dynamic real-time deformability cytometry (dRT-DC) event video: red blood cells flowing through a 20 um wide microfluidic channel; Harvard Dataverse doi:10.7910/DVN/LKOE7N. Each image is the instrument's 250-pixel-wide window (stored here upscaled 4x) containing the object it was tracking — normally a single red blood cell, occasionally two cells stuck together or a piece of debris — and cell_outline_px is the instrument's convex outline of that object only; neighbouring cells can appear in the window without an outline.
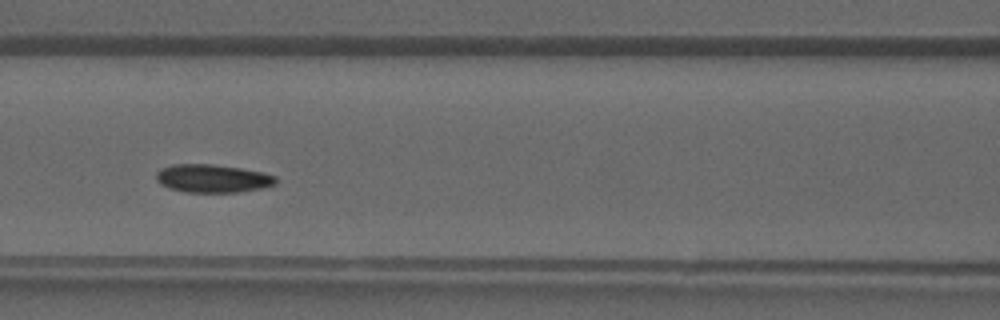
{"species": "common noctule bat (a hibernating species)", "species_latin": "Nyctalus noctula", "temperature_condition": "warm", "stored_images_in_passage": 36, "camera_frame_rate_fps": 3000, "um_per_image_px": 0.085, "animal": {"sex": "male", "forearm_length_mm": 52.5}, "frame": {"image": 1, "passage_image": 14, "time_ms": 4.333, "image_size_px": [1000, 320], "cell_outline_px": [[276, 184], [260, 188], [236, 192], [184, 192], [168, 188], [160, 184], [156, 180], [156, 172], [160, 168], [172, 164], [212, 164], [240, 168], [264, 172], [276, 176]], "centroid_in_image_um": [18.03, 15.16], "position_along_channel_um": 148.6, "area_um2": 19.71}}
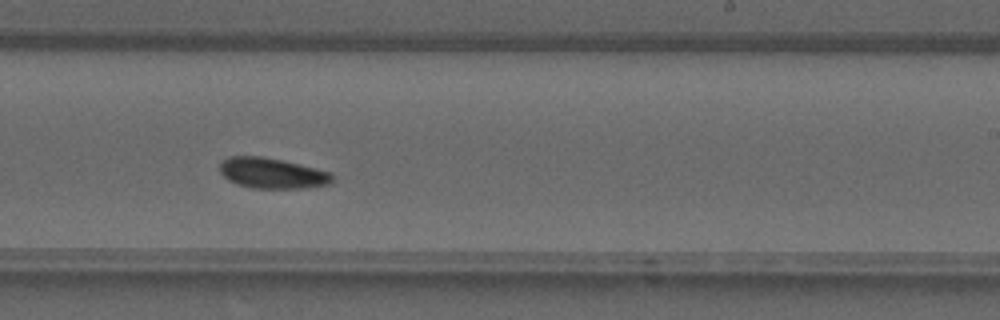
{"frame": {"image": 2, "passage_image": 21, "time_ms": 6.667, "image_size_px": [1000, 320], "cell_outline_px": [[332, 184], [308, 188], [252, 188], [228, 180], [220, 172], [220, 164], [228, 156], [260, 156], [284, 160], [332, 172]], "centroid_in_image_um": [23.17, 14.72], "position_along_channel_um": 265.8, "area_um2": 20.11}}
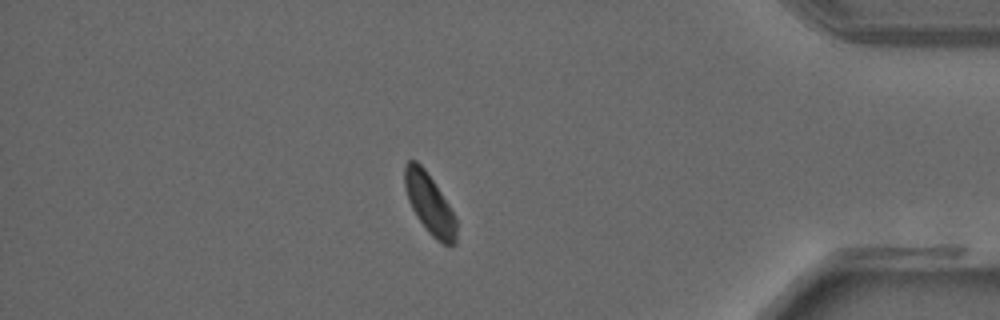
{"frame": {"image": 3, "passage_image": 31, "time_ms": 10.0, "image_size_px": [1000, 320], "cell_outline_px": [[456, 244], [444, 244], [436, 240], [428, 232], [412, 208], [408, 200], [404, 188], [404, 164], [408, 160], [416, 160], [424, 168], [448, 204], [456, 220]], "centroid_in_image_um": [36.48, 17.3], "position_along_channel_um": 398.7, "area_um2": 17.8}}